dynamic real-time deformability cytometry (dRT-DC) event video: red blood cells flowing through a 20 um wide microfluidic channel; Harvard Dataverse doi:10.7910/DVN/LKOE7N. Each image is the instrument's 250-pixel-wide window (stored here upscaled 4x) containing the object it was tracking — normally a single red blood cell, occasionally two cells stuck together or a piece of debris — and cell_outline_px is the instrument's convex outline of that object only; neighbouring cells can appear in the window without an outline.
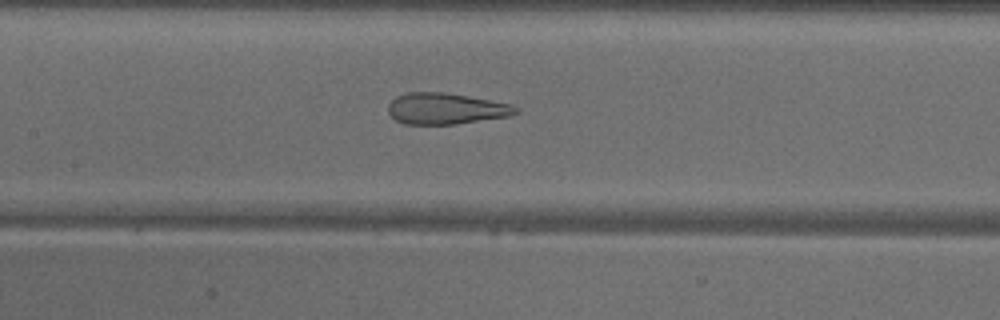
{"species": "common noctule bat (a hibernating species)", "species_latin": "Nyctalus noctula", "temperature_condition": "warm", "stored_images_in_passage": 49, "camera_frame_rate_fps": 3000, "um_per_image_px": 0.085, "animal": {"sex": "male", "body_mass_g": 18.8}, "frame": {"image": 1, "passage_image": 22, "time_ms": 7.0, "image_size_px": [1000, 320], "cell_outline_px": [[520, 112], [508, 116], [456, 124], [404, 124], [396, 120], [388, 112], [388, 104], [396, 96], [408, 92], [444, 92], [468, 96], [512, 104], [520, 108]], "centroid_in_image_um": [37.91, 9.23], "position_along_channel_um": 169.5, "area_um2": 23.24}}
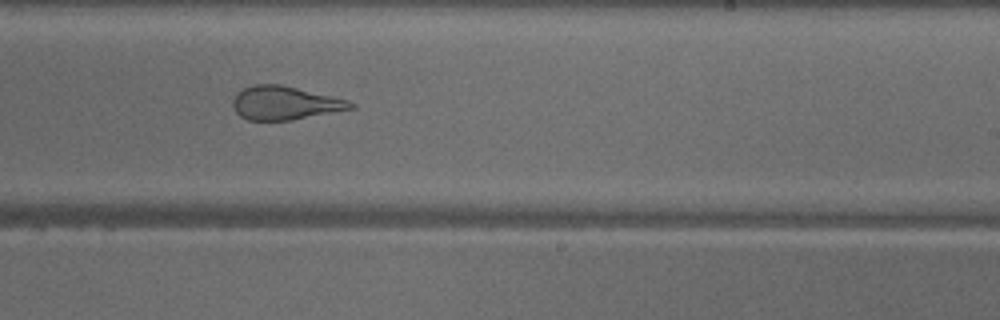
{"frame": {"image": 2, "passage_image": 29, "time_ms": 9.333, "image_size_px": [1000, 320], "cell_outline_px": [[356, 108], [288, 120], [248, 120], [240, 116], [236, 112], [232, 104], [232, 100], [236, 92], [252, 84], [280, 84], [332, 96], [348, 100], [356, 104]], "centroid_in_image_um": [24.19, 8.74], "position_along_channel_um": 264.8, "area_um2": 22.95}}
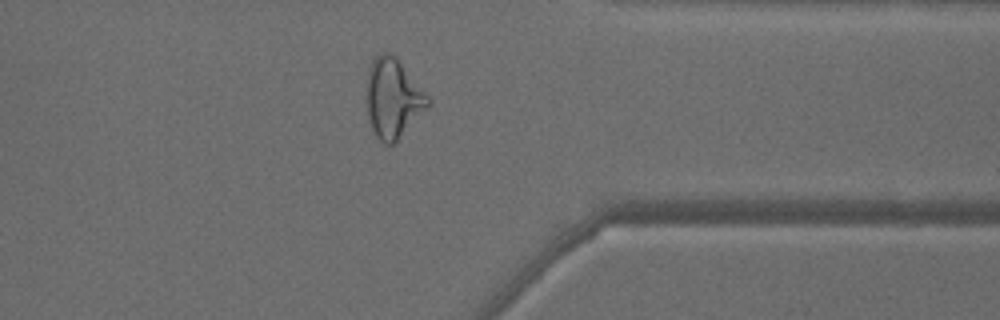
{"frame": {"image": 3, "passage_image": 38, "time_ms": 12.333, "image_size_px": [1000, 320], "cell_outline_px": [[432, 104], [392, 144], [384, 144], [376, 136], [368, 120], [364, 100], [364, 96], [368, 68], [372, 60], [380, 52], [388, 52], [396, 56], [432, 100]], "centroid_in_image_um": [33.37, 8.32], "position_along_channel_um": 378.0, "area_um2": 28.96}, "authors_computed_cell_mechanics": {"area_um2": 28.9578, "velocity_mm_per_s": 4.0955, "shape_relaxation_time_tau1_ms": null, "shape_relaxation_time_tau2_ms": 1.2384, "deformation_change_tau1": null, "deformation_change_tau2": 0.1168}}